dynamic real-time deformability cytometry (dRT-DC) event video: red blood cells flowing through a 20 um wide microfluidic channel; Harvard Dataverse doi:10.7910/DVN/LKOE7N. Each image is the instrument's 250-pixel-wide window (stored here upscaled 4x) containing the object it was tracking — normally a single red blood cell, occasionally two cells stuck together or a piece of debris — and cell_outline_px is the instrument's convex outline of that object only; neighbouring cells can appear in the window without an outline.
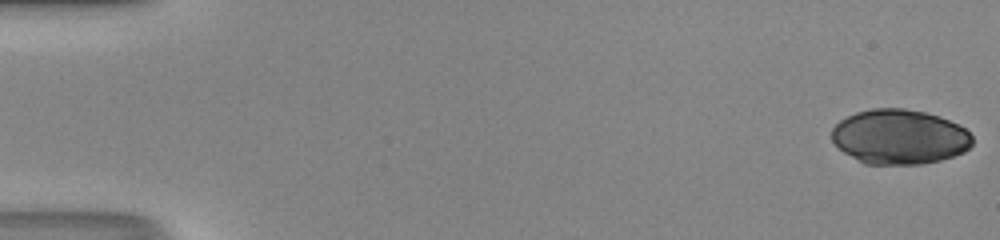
{"species": "human", "species_latin": "Homo sapiens", "temperature_condition": "room temperature", "stored_images_in_passage": 50, "camera_frame_rate_fps": 3000, "um_per_image_px": 0.085, "donor": {"sex": "male"}, "frame": {"image": 1, "passage_image": 1, "time_ms": 0.0, "image_size_px": [1000, 240], "cell_outline_px": [[972, 144], [964, 152], [940, 160], [920, 164], [864, 164], [844, 152], [832, 140], [832, 128], [840, 120], [856, 112], [872, 108], [904, 108], [924, 112], [940, 116], [964, 128], [972, 136]], "centroid_in_image_um": [76.44, 11.63], "position_along_channel_um": 8.6, "area_um2": 44.74}}
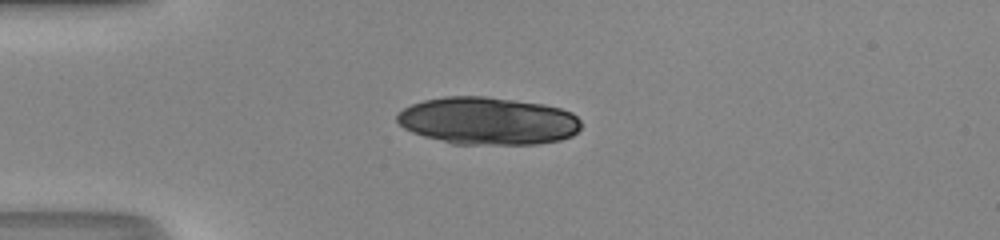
{"frame": {"image": 2, "passage_image": 14, "time_ms": 4.333, "image_size_px": [1000, 240], "cell_outline_px": [[580, 128], [572, 136], [560, 140], [536, 144], [452, 144], [424, 136], [412, 132], [404, 128], [396, 120], [396, 116], [404, 108], [412, 104], [424, 100], [444, 96], [484, 96], [544, 104], [560, 108], [572, 112], [580, 120]], "centroid_in_image_um": [41.47, 10.27], "position_along_channel_um": 43.5, "area_um2": 51.04}}
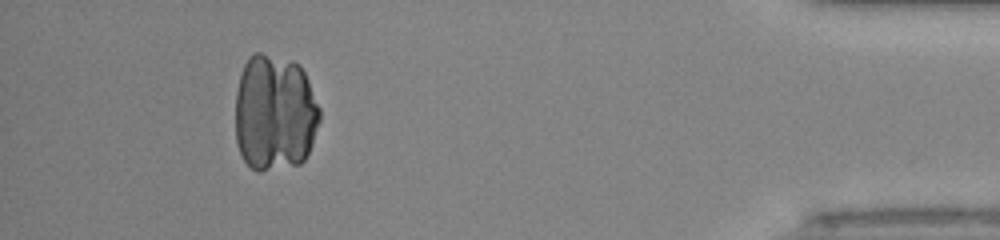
{"frame": {"image": 3, "passage_image": 46, "time_ms": 15.0, "image_size_px": [1000, 240], "cell_outline_px": [[320, 120], [312, 144], [304, 160], [300, 164], [260, 172], [256, 172], [244, 160], [236, 144], [236, 92], [240, 72], [248, 56], [256, 52], [260, 52], [292, 60], [300, 64], [308, 80], [320, 108]], "centroid_in_image_um": [23.34, 9.59], "position_along_channel_um": 411.9, "area_um2": 58.26}}